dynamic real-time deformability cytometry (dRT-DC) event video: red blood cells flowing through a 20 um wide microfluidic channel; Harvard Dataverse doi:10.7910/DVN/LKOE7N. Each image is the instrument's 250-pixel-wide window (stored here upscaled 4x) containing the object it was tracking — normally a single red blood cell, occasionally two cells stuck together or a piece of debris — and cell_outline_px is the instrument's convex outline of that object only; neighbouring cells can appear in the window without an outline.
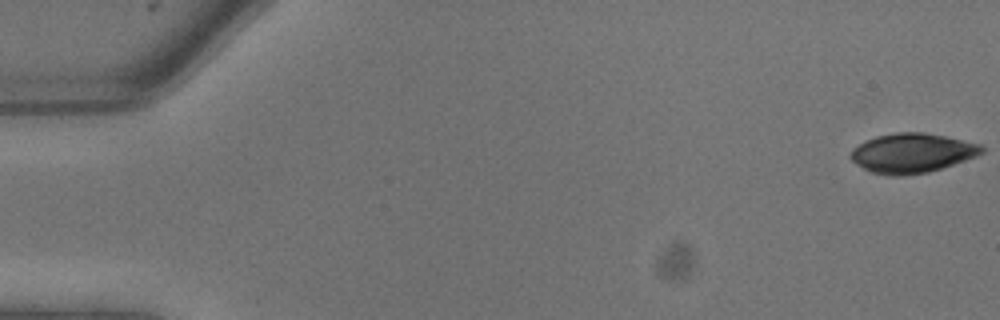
{"species": "common noctule bat (a hibernating species)", "species_latin": "Nyctalus noctula", "temperature_condition": "warm", "stored_images_in_passage": 6, "camera_frame_rate_fps": 3000, "um_per_image_px": 0.085, "animal": {"sex": "male", "body_mass_g": 13.3}, "frame": {"image": 1, "passage_image": 1, "time_ms": 0.0, "image_size_px": [1000, 320], "cell_outline_px": [[984, 152], [976, 156], [928, 172], [904, 176], [888, 176], [872, 172], [856, 164], [848, 156], [852, 148], [876, 136], [896, 132], [924, 132], [984, 144]], "centroid_in_image_um": [77.52, 13.01], "position_along_channel_um": 7.5, "area_um2": 30.17}}